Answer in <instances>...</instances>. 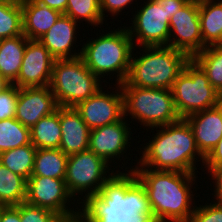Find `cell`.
<instances>
[{"label":"cell","mask_w":222,"mask_h":222,"mask_svg":"<svg viewBox=\"0 0 222 222\" xmlns=\"http://www.w3.org/2000/svg\"><path fill=\"white\" fill-rule=\"evenodd\" d=\"M116 172L95 195L80 202V214L88 222H157L135 172Z\"/></svg>","instance_id":"cell-1"},{"label":"cell","mask_w":222,"mask_h":222,"mask_svg":"<svg viewBox=\"0 0 222 222\" xmlns=\"http://www.w3.org/2000/svg\"><path fill=\"white\" fill-rule=\"evenodd\" d=\"M131 170L144 186L157 222H190L195 210L191 186L195 184L196 174L143 167Z\"/></svg>","instance_id":"cell-2"},{"label":"cell","mask_w":222,"mask_h":222,"mask_svg":"<svg viewBox=\"0 0 222 222\" xmlns=\"http://www.w3.org/2000/svg\"><path fill=\"white\" fill-rule=\"evenodd\" d=\"M156 131V135L153 134L152 140L140 151L139 166L135 167L195 174L197 159L200 157L198 161L204 163V157L196 146L188 122L180 118L176 122L156 127Z\"/></svg>","instance_id":"cell-3"},{"label":"cell","mask_w":222,"mask_h":222,"mask_svg":"<svg viewBox=\"0 0 222 222\" xmlns=\"http://www.w3.org/2000/svg\"><path fill=\"white\" fill-rule=\"evenodd\" d=\"M139 57H131L128 75L120 86L171 90L190 57L170 46H143Z\"/></svg>","instance_id":"cell-4"},{"label":"cell","mask_w":222,"mask_h":222,"mask_svg":"<svg viewBox=\"0 0 222 222\" xmlns=\"http://www.w3.org/2000/svg\"><path fill=\"white\" fill-rule=\"evenodd\" d=\"M134 49L127 27L123 26L87 41L81 48V58L100 80L111 73L114 76L116 72V81L120 85L128 75L132 55L136 56Z\"/></svg>","instance_id":"cell-5"},{"label":"cell","mask_w":222,"mask_h":222,"mask_svg":"<svg viewBox=\"0 0 222 222\" xmlns=\"http://www.w3.org/2000/svg\"><path fill=\"white\" fill-rule=\"evenodd\" d=\"M121 93L123 117L131 115L140 125L152 128L151 130L180 119L169 89L121 86Z\"/></svg>","instance_id":"cell-6"},{"label":"cell","mask_w":222,"mask_h":222,"mask_svg":"<svg viewBox=\"0 0 222 222\" xmlns=\"http://www.w3.org/2000/svg\"><path fill=\"white\" fill-rule=\"evenodd\" d=\"M81 57L55 59L49 87L60 107H75L94 95L102 85Z\"/></svg>","instance_id":"cell-7"},{"label":"cell","mask_w":222,"mask_h":222,"mask_svg":"<svg viewBox=\"0 0 222 222\" xmlns=\"http://www.w3.org/2000/svg\"><path fill=\"white\" fill-rule=\"evenodd\" d=\"M171 91L180 118L213 108L222 102V96L210 84L206 73L192 58L174 81Z\"/></svg>","instance_id":"cell-8"},{"label":"cell","mask_w":222,"mask_h":222,"mask_svg":"<svg viewBox=\"0 0 222 222\" xmlns=\"http://www.w3.org/2000/svg\"><path fill=\"white\" fill-rule=\"evenodd\" d=\"M109 166L111 165L89 149L69 155L64 180L73 199L86 190L87 194L81 200L95 195L113 174L111 172L107 176L106 173L111 170Z\"/></svg>","instance_id":"cell-9"},{"label":"cell","mask_w":222,"mask_h":222,"mask_svg":"<svg viewBox=\"0 0 222 222\" xmlns=\"http://www.w3.org/2000/svg\"><path fill=\"white\" fill-rule=\"evenodd\" d=\"M169 21L167 0H147L127 27L134 47L169 46Z\"/></svg>","instance_id":"cell-10"},{"label":"cell","mask_w":222,"mask_h":222,"mask_svg":"<svg viewBox=\"0 0 222 222\" xmlns=\"http://www.w3.org/2000/svg\"><path fill=\"white\" fill-rule=\"evenodd\" d=\"M71 198L73 197L70 195L64 179L30 176L27 180L25 202L51 210L62 218L80 213V210H71L67 205Z\"/></svg>","instance_id":"cell-11"},{"label":"cell","mask_w":222,"mask_h":222,"mask_svg":"<svg viewBox=\"0 0 222 222\" xmlns=\"http://www.w3.org/2000/svg\"><path fill=\"white\" fill-rule=\"evenodd\" d=\"M169 46L190 58L202 51L199 0H189L169 21ZM172 38V39H171Z\"/></svg>","instance_id":"cell-12"},{"label":"cell","mask_w":222,"mask_h":222,"mask_svg":"<svg viewBox=\"0 0 222 222\" xmlns=\"http://www.w3.org/2000/svg\"><path fill=\"white\" fill-rule=\"evenodd\" d=\"M116 88L115 93L111 94L110 91L106 93V90L104 92L101 88L74 107L90 130L113 124L123 118L121 86L117 84Z\"/></svg>","instance_id":"cell-13"},{"label":"cell","mask_w":222,"mask_h":222,"mask_svg":"<svg viewBox=\"0 0 222 222\" xmlns=\"http://www.w3.org/2000/svg\"><path fill=\"white\" fill-rule=\"evenodd\" d=\"M55 58L38 40H27L21 69L16 81L18 88L49 86Z\"/></svg>","instance_id":"cell-14"},{"label":"cell","mask_w":222,"mask_h":222,"mask_svg":"<svg viewBox=\"0 0 222 222\" xmlns=\"http://www.w3.org/2000/svg\"><path fill=\"white\" fill-rule=\"evenodd\" d=\"M129 125L123 117L113 124L90 130L88 149L109 164L116 158L119 160L120 156L126 153L132 138Z\"/></svg>","instance_id":"cell-15"},{"label":"cell","mask_w":222,"mask_h":222,"mask_svg":"<svg viewBox=\"0 0 222 222\" xmlns=\"http://www.w3.org/2000/svg\"><path fill=\"white\" fill-rule=\"evenodd\" d=\"M58 107L49 86L19 88L15 119L31 128Z\"/></svg>","instance_id":"cell-16"},{"label":"cell","mask_w":222,"mask_h":222,"mask_svg":"<svg viewBox=\"0 0 222 222\" xmlns=\"http://www.w3.org/2000/svg\"><path fill=\"white\" fill-rule=\"evenodd\" d=\"M184 119L190 125L196 146L205 158L222 137V102Z\"/></svg>","instance_id":"cell-17"},{"label":"cell","mask_w":222,"mask_h":222,"mask_svg":"<svg viewBox=\"0 0 222 222\" xmlns=\"http://www.w3.org/2000/svg\"><path fill=\"white\" fill-rule=\"evenodd\" d=\"M77 22L62 14L56 23L38 39L55 59H74L81 57V50L76 52L73 45L77 40ZM73 53H72V52Z\"/></svg>","instance_id":"cell-18"},{"label":"cell","mask_w":222,"mask_h":222,"mask_svg":"<svg viewBox=\"0 0 222 222\" xmlns=\"http://www.w3.org/2000/svg\"><path fill=\"white\" fill-rule=\"evenodd\" d=\"M60 126L61 151L69 156L88 149L90 129L74 107H60Z\"/></svg>","instance_id":"cell-19"},{"label":"cell","mask_w":222,"mask_h":222,"mask_svg":"<svg viewBox=\"0 0 222 222\" xmlns=\"http://www.w3.org/2000/svg\"><path fill=\"white\" fill-rule=\"evenodd\" d=\"M23 34L30 40H38L56 23L61 12L42 5L36 0H20Z\"/></svg>","instance_id":"cell-20"},{"label":"cell","mask_w":222,"mask_h":222,"mask_svg":"<svg viewBox=\"0 0 222 222\" xmlns=\"http://www.w3.org/2000/svg\"><path fill=\"white\" fill-rule=\"evenodd\" d=\"M199 0L202 50L222 45V0Z\"/></svg>","instance_id":"cell-21"},{"label":"cell","mask_w":222,"mask_h":222,"mask_svg":"<svg viewBox=\"0 0 222 222\" xmlns=\"http://www.w3.org/2000/svg\"><path fill=\"white\" fill-rule=\"evenodd\" d=\"M27 40L24 34L0 40V75L12 84L19 75Z\"/></svg>","instance_id":"cell-22"},{"label":"cell","mask_w":222,"mask_h":222,"mask_svg":"<svg viewBox=\"0 0 222 222\" xmlns=\"http://www.w3.org/2000/svg\"><path fill=\"white\" fill-rule=\"evenodd\" d=\"M30 141L37 149L59 148L61 143L60 106L30 128Z\"/></svg>","instance_id":"cell-23"},{"label":"cell","mask_w":222,"mask_h":222,"mask_svg":"<svg viewBox=\"0 0 222 222\" xmlns=\"http://www.w3.org/2000/svg\"><path fill=\"white\" fill-rule=\"evenodd\" d=\"M68 155L59 148L37 149L31 176L64 179Z\"/></svg>","instance_id":"cell-24"},{"label":"cell","mask_w":222,"mask_h":222,"mask_svg":"<svg viewBox=\"0 0 222 222\" xmlns=\"http://www.w3.org/2000/svg\"><path fill=\"white\" fill-rule=\"evenodd\" d=\"M27 180L0 163V205H18L25 202Z\"/></svg>","instance_id":"cell-25"},{"label":"cell","mask_w":222,"mask_h":222,"mask_svg":"<svg viewBox=\"0 0 222 222\" xmlns=\"http://www.w3.org/2000/svg\"><path fill=\"white\" fill-rule=\"evenodd\" d=\"M36 150L37 148L30 143L2 152L0 153V163L28 180L33 172Z\"/></svg>","instance_id":"cell-26"},{"label":"cell","mask_w":222,"mask_h":222,"mask_svg":"<svg viewBox=\"0 0 222 222\" xmlns=\"http://www.w3.org/2000/svg\"><path fill=\"white\" fill-rule=\"evenodd\" d=\"M192 59L202 68L210 84L222 96V45L205 47Z\"/></svg>","instance_id":"cell-27"},{"label":"cell","mask_w":222,"mask_h":222,"mask_svg":"<svg viewBox=\"0 0 222 222\" xmlns=\"http://www.w3.org/2000/svg\"><path fill=\"white\" fill-rule=\"evenodd\" d=\"M23 34L20 0H0V40Z\"/></svg>","instance_id":"cell-28"},{"label":"cell","mask_w":222,"mask_h":222,"mask_svg":"<svg viewBox=\"0 0 222 222\" xmlns=\"http://www.w3.org/2000/svg\"><path fill=\"white\" fill-rule=\"evenodd\" d=\"M30 143V128L15 118L0 121V153Z\"/></svg>","instance_id":"cell-29"},{"label":"cell","mask_w":222,"mask_h":222,"mask_svg":"<svg viewBox=\"0 0 222 222\" xmlns=\"http://www.w3.org/2000/svg\"><path fill=\"white\" fill-rule=\"evenodd\" d=\"M64 15L69 16L79 24L82 19L95 27L104 23L100 11V0H68Z\"/></svg>","instance_id":"cell-30"},{"label":"cell","mask_w":222,"mask_h":222,"mask_svg":"<svg viewBox=\"0 0 222 222\" xmlns=\"http://www.w3.org/2000/svg\"><path fill=\"white\" fill-rule=\"evenodd\" d=\"M21 222H59L62 218L57 213L22 202L19 204Z\"/></svg>","instance_id":"cell-31"},{"label":"cell","mask_w":222,"mask_h":222,"mask_svg":"<svg viewBox=\"0 0 222 222\" xmlns=\"http://www.w3.org/2000/svg\"><path fill=\"white\" fill-rule=\"evenodd\" d=\"M18 95L19 88L14 84L0 92V121L15 118Z\"/></svg>","instance_id":"cell-32"},{"label":"cell","mask_w":222,"mask_h":222,"mask_svg":"<svg viewBox=\"0 0 222 222\" xmlns=\"http://www.w3.org/2000/svg\"><path fill=\"white\" fill-rule=\"evenodd\" d=\"M200 206V207H199ZM195 206L190 222H222V204L216 200L208 205Z\"/></svg>","instance_id":"cell-33"},{"label":"cell","mask_w":222,"mask_h":222,"mask_svg":"<svg viewBox=\"0 0 222 222\" xmlns=\"http://www.w3.org/2000/svg\"><path fill=\"white\" fill-rule=\"evenodd\" d=\"M134 0H100V11L105 19L104 16L106 12L111 13V15L116 16L122 12L123 9L127 7V5H131ZM132 2V3H130Z\"/></svg>","instance_id":"cell-34"},{"label":"cell","mask_w":222,"mask_h":222,"mask_svg":"<svg viewBox=\"0 0 222 222\" xmlns=\"http://www.w3.org/2000/svg\"><path fill=\"white\" fill-rule=\"evenodd\" d=\"M206 170H210L215 166L222 165V137L210 153L204 158V164Z\"/></svg>","instance_id":"cell-35"},{"label":"cell","mask_w":222,"mask_h":222,"mask_svg":"<svg viewBox=\"0 0 222 222\" xmlns=\"http://www.w3.org/2000/svg\"><path fill=\"white\" fill-rule=\"evenodd\" d=\"M207 173H209V175L211 174L210 176L212 180H214L213 183H215L213 194L214 197H216V202L222 204V165L211 168Z\"/></svg>","instance_id":"cell-36"},{"label":"cell","mask_w":222,"mask_h":222,"mask_svg":"<svg viewBox=\"0 0 222 222\" xmlns=\"http://www.w3.org/2000/svg\"><path fill=\"white\" fill-rule=\"evenodd\" d=\"M0 222H21L19 204L9 206L0 205Z\"/></svg>","instance_id":"cell-37"},{"label":"cell","mask_w":222,"mask_h":222,"mask_svg":"<svg viewBox=\"0 0 222 222\" xmlns=\"http://www.w3.org/2000/svg\"><path fill=\"white\" fill-rule=\"evenodd\" d=\"M42 5L48 6L49 8L55 9L62 14L65 13L68 0H36Z\"/></svg>","instance_id":"cell-38"},{"label":"cell","mask_w":222,"mask_h":222,"mask_svg":"<svg viewBox=\"0 0 222 222\" xmlns=\"http://www.w3.org/2000/svg\"><path fill=\"white\" fill-rule=\"evenodd\" d=\"M189 0H167L168 19L178 12Z\"/></svg>","instance_id":"cell-39"},{"label":"cell","mask_w":222,"mask_h":222,"mask_svg":"<svg viewBox=\"0 0 222 222\" xmlns=\"http://www.w3.org/2000/svg\"><path fill=\"white\" fill-rule=\"evenodd\" d=\"M59 222H88L80 213L74 216L61 218Z\"/></svg>","instance_id":"cell-40"},{"label":"cell","mask_w":222,"mask_h":222,"mask_svg":"<svg viewBox=\"0 0 222 222\" xmlns=\"http://www.w3.org/2000/svg\"><path fill=\"white\" fill-rule=\"evenodd\" d=\"M12 85L6 78L0 75V92L5 91Z\"/></svg>","instance_id":"cell-41"}]
</instances>
